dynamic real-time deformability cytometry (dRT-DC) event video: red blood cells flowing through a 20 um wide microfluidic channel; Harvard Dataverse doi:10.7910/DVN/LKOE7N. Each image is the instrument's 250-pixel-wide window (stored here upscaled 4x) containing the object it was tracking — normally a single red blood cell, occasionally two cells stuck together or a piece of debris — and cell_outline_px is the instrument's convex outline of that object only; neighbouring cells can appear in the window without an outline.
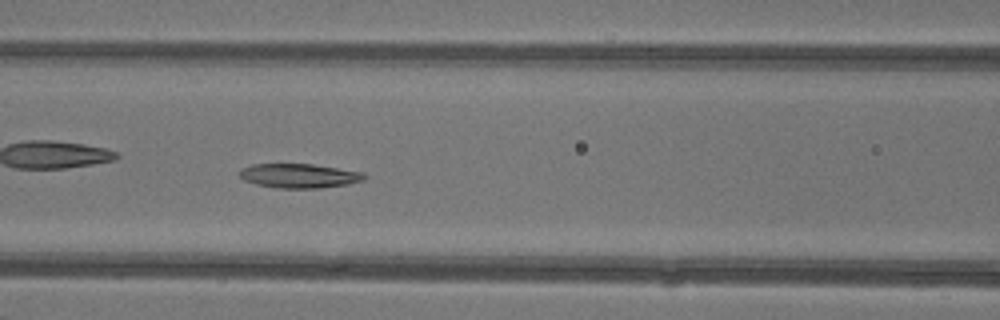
{"species": "common noctule bat (a hibernating species)", "species_latin": "Nyctalus noctula", "temperature_condition": "warm", "stored_images_in_passage": 49, "camera_frame_rate_fps": 3000, "um_per_image_px": 0.085, "animal": {"sex": "female"}, "frame": {"image": 1, "passage_image": 22, "time_ms": 7.0, "image_size_px": [1000, 320], "cell_outline_px": [[368, 176], [364, 180], [348, 184], [320, 188], [280, 188], [256, 184], [244, 180], [240, 176], [240, 168], [252, 164], [312, 164], [364, 172]], "centroid_in_image_um": [25.46, 14.94], "position_along_channel_um": 141.1, "area_um2": 17.69}}
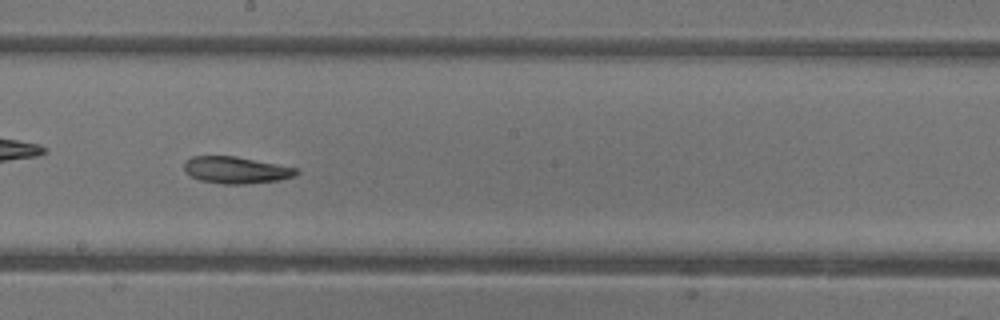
{"frame": {"image": 2, "passage_image": 28, "time_ms": 9.0, "image_size_px": [1000, 320], "cell_outline_px": [[300, 172], [292, 176], [280, 180], [244, 184], [224, 184], [200, 180], [188, 176], [184, 168], [184, 160], [192, 156], [236, 156], [296, 168]], "centroid_in_image_um": [20.01, 14.45], "position_along_channel_um": 228.2, "area_um2": 17.51}, "authors_computed_cell_mechanics": {"area_um2": 19.5942, "velocity_mm_per_s": 4.3562, "shape_relaxation_time_tau1_ms": 7.7091, "shape_relaxation_time_tau2_ms": null, "deformation_change_tau1": 0.1825, "deformation_change_tau2": null}}